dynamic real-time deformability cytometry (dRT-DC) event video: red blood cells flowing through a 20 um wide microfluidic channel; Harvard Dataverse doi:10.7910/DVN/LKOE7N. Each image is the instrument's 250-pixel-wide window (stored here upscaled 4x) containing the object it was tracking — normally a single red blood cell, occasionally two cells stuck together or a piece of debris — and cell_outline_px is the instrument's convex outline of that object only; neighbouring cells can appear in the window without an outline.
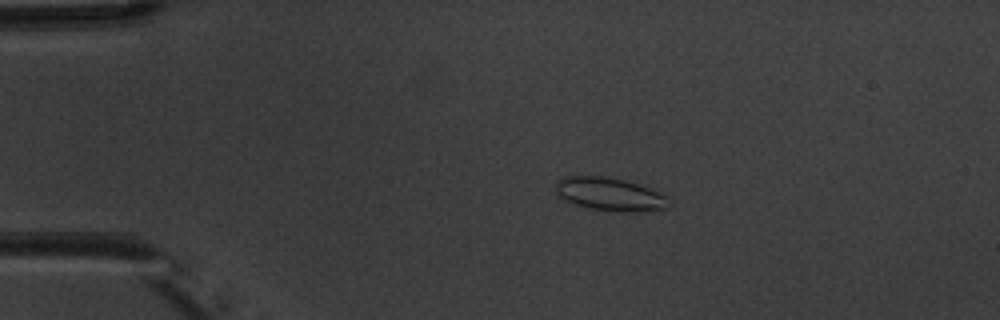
{"species": "common noctule bat (a hibernating species)", "species_latin": "Nyctalus noctula", "temperature_condition": "warm", "stored_images_in_passage": 4, "camera_frame_rate_fps": 3000, "um_per_image_px": 0.085, "animal": {"sex": "male", "body_mass_g": 20.1, "forearm_length_mm": 53.5}, "frame": {"image": 1, "passage_image": 2, "time_ms": 2.0, "image_size_px": [1000, 320], "cell_outline_px": [[668, 208], [640, 212], [624, 212], [588, 208], [576, 204], [556, 196], [556, 184], [560, 180], [568, 176], [604, 176], [624, 180], [640, 184], [660, 192], [668, 196]], "centroid_in_image_um": [51.87, 16.51], "position_along_channel_um": 33.1, "area_um2": 21.91}}
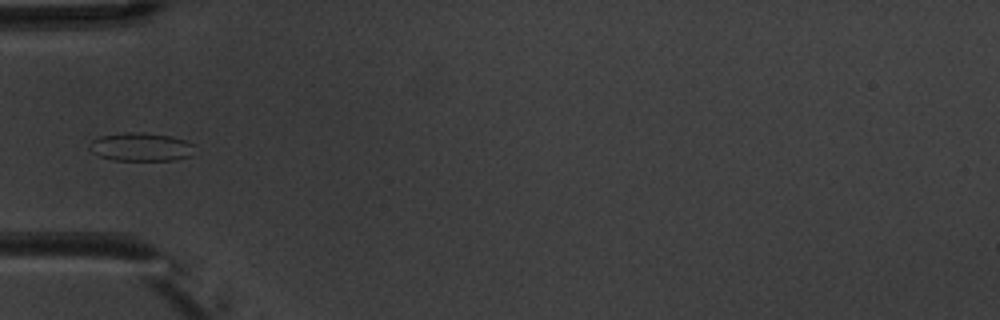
{"frame": {"image": 2, "passage_image": 4, "time_ms": 4.333, "image_size_px": [1000, 320], "cell_outline_px": [[196, 144], [192, 156], [176, 160], [112, 160], [100, 156], [92, 152], [88, 148], [92, 140], [100, 136], [124, 132], [140, 132], [172, 136]], "centroid_in_image_um": [12.01, 12.49], "position_along_channel_um": 73.0, "area_um2": 17.63}}